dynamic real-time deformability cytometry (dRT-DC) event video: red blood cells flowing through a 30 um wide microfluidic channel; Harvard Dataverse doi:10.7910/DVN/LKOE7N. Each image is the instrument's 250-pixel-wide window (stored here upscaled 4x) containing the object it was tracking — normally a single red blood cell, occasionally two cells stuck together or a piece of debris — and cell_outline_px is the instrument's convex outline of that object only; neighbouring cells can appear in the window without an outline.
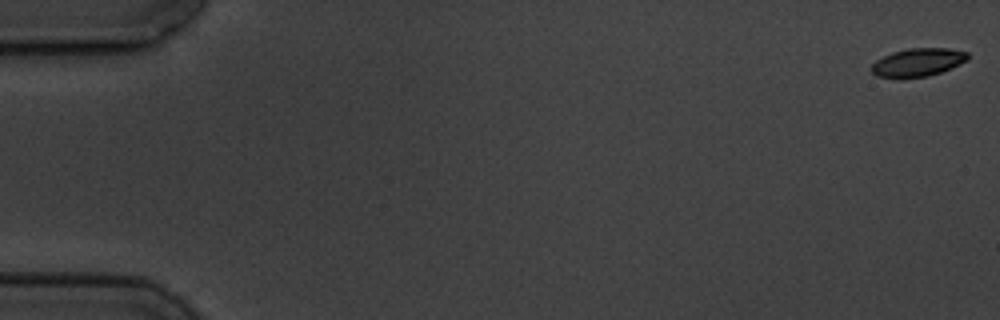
{"species": "common noctule bat (a hibernating species)", "species_latin": "Nyctalus noctula", "temperature_condition": "cold", "stored_images_in_passage": 14, "camera_frame_rate_fps": 3000, "um_per_image_px": 0.085, "animal": {"sex": "male", "body_mass_g": 19.5, "forearm_length_mm": 54.6}, "frame": {"image": 1, "passage_image": 1, "time_ms": 0.0, "image_size_px": [1000, 320], "cell_outline_px": [[968, 60], [940, 72], [928, 76], [876, 76], [872, 72], [872, 64], [876, 60], [892, 52], [908, 48], [948, 48], [968, 52]], "centroid_in_image_um": [78.04, 5.26], "position_along_channel_um": 7.0, "area_um2": 15.32}}
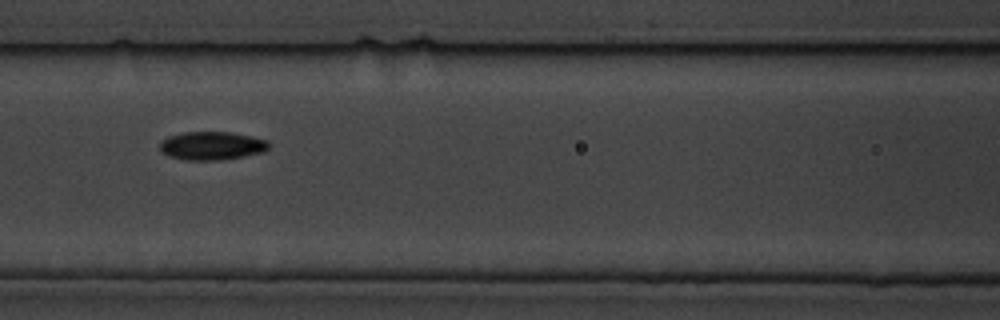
{"frame": {"image": 2, "passage_image": 7, "time_ms": 8.333, "image_size_px": [1000, 320], "cell_outline_px": [[268, 148], [264, 152], [244, 156], [220, 160], [184, 160], [168, 156], [160, 152], [160, 140], [184, 132], [228, 132], [252, 136], [268, 140]], "centroid_in_image_um": [17.99, 12.39], "position_along_channel_um": 148.6, "area_um2": 18.03}}
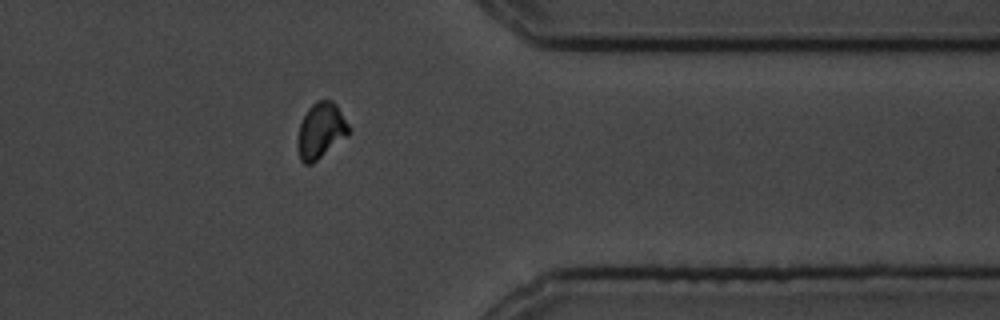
{"frame": {"image": 3, "passage_image": 13, "time_ms": 15.333, "image_size_px": [1000, 320], "cell_outline_px": [[352, 128], [348, 136], [312, 164], [304, 164], [300, 160], [296, 140], [300, 124], [308, 108], [316, 100], [332, 100], [336, 104]], "centroid_in_image_um": [27.28, 11.11], "position_along_channel_um": 384.1, "area_um2": 16.88}, "authors_computed_cell_mechanics": {"area_um2": 17.1088, "velocity_mm_per_s": 3.5237, "shape_relaxation_time_tau1_ms": 2.408, "shape_relaxation_time_tau2_ms": 5.9609, "deformation_change_tau1": 0.0838, "deformation_change_tau2": 0.0847}}